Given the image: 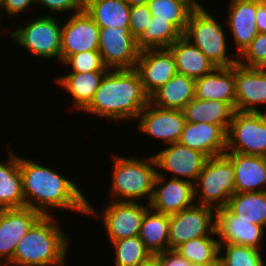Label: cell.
Masks as SVG:
<instances>
[{
    "label": "cell",
    "instance_id": "2",
    "mask_svg": "<svg viewBox=\"0 0 266 266\" xmlns=\"http://www.w3.org/2000/svg\"><path fill=\"white\" fill-rule=\"evenodd\" d=\"M148 103L149 95L135 69H109L92 101L82 112L94 118L109 120V123L136 122Z\"/></svg>",
    "mask_w": 266,
    "mask_h": 266
},
{
    "label": "cell",
    "instance_id": "32",
    "mask_svg": "<svg viewBox=\"0 0 266 266\" xmlns=\"http://www.w3.org/2000/svg\"><path fill=\"white\" fill-rule=\"evenodd\" d=\"M181 36L182 34L170 22L153 16L146 30L136 39V48L139 51L168 48Z\"/></svg>",
    "mask_w": 266,
    "mask_h": 266
},
{
    "label": "cell",
    "instance_id": "9",
    "mask_svg": "<svg viewBox=\"0 0 266 266\" xmlns=\"http://www.w3.org/2000/svg\"><path fill=\"white\" fill-rule=\"evenodd\" d=\"M226 152L266 157V124L259 113L235 111L226 132Z\"/></svg>",
    "mask_w": 266,
    "mask_h": 266
},
{
    "label": "cell",
    "instance_id": "39",
    "mask_svg": "<svg viewBox=\"0 0 266 266\" xmlns=\"http://www.w3.org/2000/svg\"><path fill=\"white\" fill-rule=\"evenodd\" d=\"M40 5V6H39ZM36 8L38 7H44V9L48 10L46 11L47 14H43V12L41 13L42 15H51L50 12H53L52 15L59 17L60 19L62 17H60L61 14H65L69 16L71 14L74 13H78L84 10V0H36ZM48 12L50 14H48ZM61 13V14H60ZM59 14V15H57Z\"/></svg>",
    "mask_w": 266,
    "mask_h": 266
},
{
    "label": "cell",
    "instance_id": "38",
    "mask_svg": "<svg viewBox=\"0 0 266 266\" xmlns=\"http://www.w3.org/2000/svg\"><path fill=\"white\" fill-rule=\"evenodd\" d=\"M237 63L249 68H266V33H258L244 51Z\"/></svg>",
    "mask_w": 266,
    "mask_h": 266
},
{
    "label": "cell",
    "instance_id": "47",
    "mask_svg": "<svg viewBox=\"0 0 266 266\" xmlns=\"http://www.w3.org/2000/svg\"><path fill=\"white\" fill-rule=\"evenodd\" d=\"M191 4H193L196 8L197 7H203L204 3H201L200 0H188Z\"/></svg>",
    "mask_w": 266,
    "mask_h": 266
},
{
    "label": "cell",
    "instance_id": "21",
    "mask_svg": "<svg viewBox=\"0 0 266 266\" xmlns=\"http://www.w3.org/2000/svg\"><path fill=\"white\" fill-rule=\"evenodd\" d=\"M179 143L204 153L208 158L226 152V131L206 122H186Z\"/></svg>",
    "mask_w": 266,
    "mask_h": 266
},
{
    "label": "cell",
    "instance_id": "42",
    "mask_svg": "<svg viewBox=\"0 0 266 266\" xmlns=\"http://www.w3.org/2000/svg\"><path fill=\"white\" fill-rule=\"evenodd\" d=\"M156 256L160 266H183V258L175 250L158 253Z\"/></svg>",
    "mask_w": 266,
    "mask_h": 266
},
{
    "label": "cell",
    "instance_id": "37",
    "mask_svg": "<svg viewBox=\"0 0 266 266\" xmlns=\"http://www.w3.org/2000/svg\"><path fill=\"white\" fill-rule=\"evenodd\" d=\"M70 67L71 72L86 73L92 71H108L102 62L101 54L98 50L80 52L69 56L62 64Z\"/></svg>",
    "mask_w": 266,
    "mask_h": 266
},
{
    "label": "cell",
    "instance_id": "6",
    "mask_svg": "<svg viewBox=\"0 0 266 266\" xmlns=\"http://www.w3.org/2000/svg\"><path fill=\"white\" fill-rule=\"evenodd\" d=\"M235 193L234 165L225 155L209 157L194 183L195 203L217 210Z\"/></svg>",
    "mask_w": 266,
    "mask_h": 266
},
{
    "label": "cell",
    "instance_id": "22",
    "mask_svg": "<svg viewBox=\"0 0 266 266\" xmlns=\"http://www.w3.org/2000/svg\"><path fill=\"white\" fill-rule=\"evenodd\" d=\"M234 165L235 193L266 191V157L224 153Z\"/></svg>",
    "mask_w": 266,
    "mask_h": 266
},
{
    "label": "cell",
    "instance_id": "18",
    "mask_svg": "<svg viewBox=\"0 0 266 266\" xmlns=\"http://www.w3.org/2000/svg\"><path fill=\"white\" fill-rule=\"evenodd\" d=\"M134 69L149 96L177 73L175 59L168 48L140 51Z\"/></svg>",
    "mask_w": 266,
    "mask_h": 266
},
{
    "label": "cell",
    "instance_id": "28",
    "mask_svg": "<svg viewBox=\"0 0 266 266\" xmlns=\"http://www.w3.org/2000/svg\"><path fill=\"white\" fill-rule=\"evenodd\" d=\"M235 109L226 102L218 100H199L194 98L184 108L186 122H206L221 126L226 132L230 126Z\"/></svg>",
    "mask_w": 266,
    "mask_h": 266
},
{
    "label": "cell",
    "instance_id": "49",
    "mask_svg": "<svg viewBox=\"0 0 266 266\" xmlns=\"http://www.w3.org/2000/svg\"><path fill=\"white\" fill-rule=\"evenodd\" d=\"M4 1L5 0H0V9L2 8Z\"/></svg>",
    "mask_w": 266,
    "mask_h": 266
},
{
    "label": "cell",
    "instance_id": "20",
    "mask_svg": "<svg viewBox=\"0 0 266 266\" xmlns=\"http://www.w3.org/2000/svg\"><path fill=\"white\" fill-rule=\"evenodd\" d=\"M225 24L232 33L239 56L259 33L256 26L257 0H228Z\"/></svg>",
    "mask_w": 266,
    "mask_h": 266
},
{
    "label": "cell",
    "instance_id": "11",
    "mask_svg": "<svg viewBox=\"0 0 266 266\" xmlns=\"http://www.w3.org/2000/svg\"><path fill=\"white\" fill-rule=\"evenodd\" d=\"M157 166V175L182 179L195 183L208 157L195 149L179 142L165 145V148L153 154ZM167 173H166V172Z\"/></svg>",
    "mask_w": 266,
    "mask_h": 266
},
{
    "label": "cell",
    "instance_id": "46",
    "mask_svg": "<svg viewBox=\"0 0 266 266\" xmlns=\"http://www.w3.org/2000/svg\"><path fill=\"white\" fill-rule=\"evenodd\" d=\"M183 266H218V265L197 264V263L188 262L186 259L183 258Z\"/></svg>",
    "mask_w": 266,
    "mask_h": 266
},
{
    "label": "cell",
    "instance_id": "41",
    "mask_svg": "<svg viewBox=\"0 0 266 266\" xmlns=\"http://www.w3.org/2000/svg\"><path fill=\"white\" fill-rule=\"evenodd\" d=\"M32 7H36V0H5L2 8L0 9V14H2V18L3 15H7L8 19L10 20L13 17L16 18V15L17 17L20 15L21 17L22 13L27 15L26 12H28ZM2 12L5 13L3 14ZM1 16L0 23L2 19Z\"/></svg>",
    "mask_w": 266,
    "mask_h": 266
},
{
    "label": "cell",
    "instance_id": "19",
    "mask_svg": "<svg viewBox=\"0 0 266 266\" xmlns=\"http://www.w3.org/2000/svg\"><path fill=\"white\" fill-rule=\"evenodd\" d=\"M235 88L236 111L259 113L266 109V68L235 64Z\"/></svg>",
    "mask_w": 266,
    "mask_h": 266
},
{
    "label": "cell",
    "instance_id": "10",
    "mask_svg": "<svg viewBox=\"0 0 266 266\" xmlns=\"http://www.w3.org/2000/svg\"><path fill=\"white\" fill-rule=\"evenodd\" d=\"M204 236H217L214 208L195 203L169 215V250H174L183 242Z\"/></svg>",
    "mask_w": 266,
    "mask_h": 266
},
{
    "label": "cell",
    "instance_id": "40",
    "mask_svg": "<svg viewBox=\"0 0 266 266\" xmlns=\"http://www.w3.org/2000/svg\"><path fill=\"white\" fill-rule=\"evenodd\" d=\"M152 17L147 4L130 7L129 28L135 39L146 30Z\"/></svg>",
    "mask_w": 266,
    "mask_h": 266
},
{
    "label": "cell",
    "instance_id": "26",
    "mask_svg": "<svg viewBox=\"0 0 266 266\" xmlns=\"http://www.w3.org/2000/svg\"><path fill=\"white\" fill-rule=\"evenodd\" d=\"M195 98V79L177 72L149 96V102L164 109L183 110Z\"/></svg>",
    "mask_w": 266,
    "mask_h": 266
},
{
    "label": "cell",
    "instance_id": "36",
    "mask_svg": "<svg viewBox=\"0 0 266 266\" xmlns=\"http://www.w3.org/2000/svg\"><path fill=\"white\" fill-rule=\"evenodd\" d=\"M112 244L115 256L114 266H139L148 260L152 254L145 247L139 236L119 239Z\"/></svg>",
    "mask_w": 266,
    "mask_h": 266
},
{
    "label": "cell",
    "instance_id": "45",
    "mask_svg": "<svg viewBox=\"0 0 266 266\" xmlns=\"http://www.w3.org/2000/svg\"><path fill=\"white\" fill-rule=\"evenodd\" d=\"M130 7L145 5L149 0H124Z\"/></svg>",
    "mask_w": 266,
    "mask_h": 266
},
{
    "label": "cell",
    "instance_id": "48",
    "mask_svg": "<svg viewBox=\"0 0 266 266\" xmlns=\"http://www.w3.org/2000/svg\"><path fill=\"white\" fill-rule=\"evenodd\" d=\"M259 114L261 115V117H262L264 123L266 124V110H264V111L261 110V111L259 112Z\"/></svg>",
    "mask_w": 266,
    "mask_h": 266
},
{
    "label": "cell",
    "instance_id": "35",
    "mask_svg": "<svg viewBox=\"0 0 266 266\" xmlns=\"http://www.w3.org/2000/svg\"><path fill=\"white\" fill-rule=\"evenodd\" d=\"M263 255L253 247L219 243L218 266H266Z\"/></svg>",
    "mask_w": 266,
    "mask_h": 266
},
{
    "label": "cell",
    "instance_id": "33",
    "mask_svg": "<svg viewBox=\"0 0 266 266\" xmlns=\"http://www.w3.org/2000/svg\"><path fill=\"white\" fill-rule=\"evenodd\" d=\"M177 252L188 262L203 265H218L219 240L217 236H204L183 242Z\"/></svg>",
    "mask_w": 266,
    "mask_h": 266
},
{
    "label": "cell",
    "instance_id": "4",
    "mask_svg": "<svg viewBox=\"0 0 266 266\" xmlns=\"http://www.w3.org/2000/svg\"><path fill=\"white\" fill-rule=\"evenodd\" d=\"M110 187V201L142 202L149 204L157 176L153 154L142 159L120 156L114 152ZM146 198V199H145ZM146 200H148L146 202Z\"/></svg>",
    "mask_w": 266,
    "mask_h": 266
},
{
    "label": "cell",
    "instance_id": "30",
    "mask_svg": "<svg viewBox=\"0 0 266 266\" xmlns=\"http://www.w3.org/2000/svg\"><path fill=\"white\" fill-rule=\"evenodd\" d=\"M139 238L152 255L169 250V215L148 209L142 221Z\"/></svg>",
    "mask_w": 266,
    "mask_h": 266
},
{
    "label": "cell",
    "instance_id": "13",
    "mask_svg": "<svg viewBox=\"0 0 266 266\" xmlns=\"http://www.w3.org/2000/svg\"><path fill=\"white\" fill-rule=\"evenodd\" d=\"M136 121L138 133H143V136L149 135V138L152 137L157 141L161 140L165 145L179 142L186 123L183 110L164 109L150 102Z\"/></svg>",
    "mask_w": 266,
    "mask_h": 266
},
{
    "label": "cell",
    "instance_id": "7",
    "mask_svg": "<svg viewBox=\"0 0 266 266\" xmlns=\"http://www.w3.org/2000/svg\"><path fill=\"white\" fill-rule=\"evenodd\" d=\"M55 15H42L34 20H27L26 25L10 30L12 41L41 60H57L61 55L62 25Z\"/></svg>",
    "mask_w": 266,
    "mask_h": 266
},
{
    "label": "cell",
    "instance_id": "44",
    "mask_svg": "<svg viewBox=\"0 0 266 266\" xmlns=\"http://www.w3.org/2000/svg\"><path fill=\"white\" fill-rule=\"evenodd\" d=\"M139 266H160L159 259L156 255H152L148 260Z\"/></svg>",
    "mask_w": 266,
    "mask_h": 266
},
{
    "label": "cell",
    "instance_id": "15",
    "mask_svg": "<svg viewBox=\"0 0 266 266\" xmlns=\"http://www.w3.org/2000/svg\"><path fill=\"white\" fill-rule=\"evenodd\" d=\"M195 204L194 184L182 180L170 178L168 175H157L149 208L172 215L189 208Z\"/></svg>",
    "mask_w": 266,
    "mask_h": 266
},
{
    "label": "cell",
    "instance_id": "8",
    "mask_svg": "<svg viewBox=\"0 0 266 266\" xmlns=\"http://www.w3.org/2000/svg\"><path fill=\"white\" fill-rule=\"evenodd\" d=\"M100 210L87 201V216L101 219L109 241L139 236L140 228L149 204L144 202L108 201ZM98 216V217H97Z\"/></svg>",
    "mask_w": 266,
    "mask_h": 266
},
{
    "label": "cell",
    "instance_id": "14",
    "mask_svg": "<svg viewBox=\"0 0 266 266\" xmlns=\"http://www.w3.org/2000/svg\"><path fill=\"white\" fill-rule=\"evenodd\" d=\"M66 17L61 28V64L71 55L98 50L99 44L100 28L85 10Z\"/></svg>",
    "mask_w": 266,
    "mask_h": 266
},
{
    "label": "cell",
    "instance_id": "1",
    "mask_svg": "<svg viewBox=\"0 0 266 266\" xmlns=\"http://www.w3.org/2000/svg\"><path fill=\"white\" fill-rule=\"evenodd\" d=\"M25 207L53 216L57 209L87 215V197L70 177L41 165L31 159L20 157ZM69 178V179H68ZM78 185V186H77Z\"/></svg>",
    "mask_w": 266,
    "mask_h": 266
},
{
    "label": "cell",
    "instance_id": "27",
    "mask_svg": "<svg viewBox=\"0 0 266 266\" xmlns=\"http://www.w3.org/2000/svg\"><path fill=\"white\" fill-rule=\"evenodd\" d=\"M168 49L175 59L177 72L195 80L209 74L216 68L205 54L183 35L173 42Z\"/></svg>",
    "mask_w": 266,
    "mask_h": 266
},
{
    "label": "cell",
    "instance_id": "31",
    "mask_svg": "<svg viewBox=\"0 0 266 266\" xmlns=\"http://www.w3.org/2000/svg\"><path fill=\"white\" fill-rule=\"evenodd\" d=\"M226 207L242 220L266 227V191L234 193Z\"/></svg>",
    "mask_w": 266,
    "mask_h": 266
},
{
    "label": "cell",
    "instance_id": "17",
    "mask_svg": "<svg viewBox=\"0 0 266 266\" xmlns=\"http://www.w3.org/2000/svg\"><path fill=\"white\" fill-rule=\"evenodd\" d=\"M266 228L242 220L226 206L216 210V233L219 243H230L262 249ZM263 244V245H262Z\"/></svg>",
    "mask_w": 266,
    "mask_h": 266
},
{
    "label": "cell",
    "instance_id": "50",
    "mask_svg": "<svg viewBox=\"0 0 266 266\" xmlns=\"http://www.w3.org/2000/svg\"><path fill=\"white\" fill-rule=\"evenodd\" d=\"M0 266H6V265H4V264L0 261Z\"/></svg>",
    "mask_w": 266,
    "mask_h": 266
},
{
    "label": "cell",
    "instance_id": "3",
    "mask_svg": "<svg viewBox=\"0 0 266 266\" xmlns=\"http://www.w3.org/2000/svg\"><path fill=\"white\" fill-rule=\"evenodd\" d=\"M42 216L17 244L12 260L6 266H67L70 235L59 218ZM59 222V223H58Z\"/></svg>",
    "mask_w": 266,
    "mask_h": 266
},
{
    "label": "cell",
    "instance_id": "29",
    "mask_svg": "<svg viewBox=\"0 0 266 266\" xmlns=\"http://www.w3.org/2000/svg\"><path fill=\"white\" fill-rule=\"evenodd\" d=\"M84 10L99 28L129 27L130 6L124 0H84Z\"/></svg>",
    "mask_w": 266,
    "mask_h": 266
},
{
    "label": "cell",
    "instance_id": "23",
    "mask_svg": "<svg viewBox=\"0 0 266 266\" xmlns=\"http://www.w3.org/2000/svg\"><path fill=\"white\" fill-rule=\"evenodd\" d=\"M195 98L229 103L236 110L235 65L216 67L195 80Z\"/></svg>",
    "mask_w": 266,
    "mask_h": 266
},
{
    "label": "cell",
    "instance_id": "24",
    "mask_svg": "<svg viewBox=\"0 0 266 266\" xmlns=\"http://www.w3.org/2000/svg\"><path fill=\"white\" fill-rule=\"evenodd\" d=\"M107 71H92L86 73L66 72L60 77L57 76L55 84L63 88L72 97L73 109L83 111L92 101L95 91L98 89L102 78Z\"/></svg>",
    "mask_w": 266,
    "mask_h": 266
},
{
    "label": "cell",
    "instance_id": "43",
    "mask_svg": "<svg viewBox=\"0 0 266 266\" xmlns=\"http://www.w3.org/2000/svg\"><path fill=\"white\" fill-rule=\"evenodd\" d=\"M256 26L259 33H266V0H257Z\"/></svg>",
    "mask_w": 266,
    "mask_h": 266
},
{
    "label": "cell",
    "instance_id": "16",
    "mask_svg": "<svg viewBox=\"0 0 266 266\" xmlns=\"http://www.w3.org/2000/svg\"><path fill=\"white\" fill-rule=\"evenodd\" d=\"M43 215L29 207L0 209V261L7 265L17 244Z\"/></svg>",
    "mask_w": 266,
    "mask_h": 266
},
{
    "label": "cell",
    "instance_id": "25",
    "mask_svg": "<svg viewBox=\"0 0 266 266\" xmlns=\"http://www.w3.org/2000/svg\"><path fill=\"white\" fill-rule=\"evenodd\" d=\"M7 160L0 162V209L25 207L20 156L8 149Z\"/></svg>",
    "mask_w": 266,
    "mask_h": 266
},
{
    "label": "cell",
    "instance_id": "34",
    "mask_svg": "<svg viewBox=\"0 0 266 266\" xmlns=\"http://www.w3.org/2000/svg\"><path fill=\"white\" fill-rule=\"evenodd\" d=\"M147 5L152 16H156V19L167 20L182 35L192 11L196 8L188 0H149Z\"/></svg>",
    "mask_w": 266,
    "mask_h": 266
},
{
    "label": "cell",
    "instance_id": "5",
    "mask_svg": "<svg viewBox=\"0 0 266 266\" xmlns=\"http://www.w3.org/2000/svg\"><path fill=\"white\" fill-rule=\"evenodd\" d=\"M206 7L195 8L188 20L183 36L197 46L216 67H232L238 56L229 54L227 33L218 17H213ZM226 33V34H225ZM228 46V47H227ZM232 55V56H231Z\"/></svg>",
    "mask_w": 266,
    "mask_h": 266
},
{
    "label": "cell",
    "instance_id": "12",
    "mask_svg": "<svg viewBox=\"0 0 266 266\" xmlns=\"http://www.w3.org/2000/svg\"><path fill=\"white\" fill-rule=\"evenodd\" d=\"M98 51L108 69H134L140 52L129 27L100 28Z\"/></svg>",
    "mask_w": 266,
    "mask_h": 266
}]
</instances>
